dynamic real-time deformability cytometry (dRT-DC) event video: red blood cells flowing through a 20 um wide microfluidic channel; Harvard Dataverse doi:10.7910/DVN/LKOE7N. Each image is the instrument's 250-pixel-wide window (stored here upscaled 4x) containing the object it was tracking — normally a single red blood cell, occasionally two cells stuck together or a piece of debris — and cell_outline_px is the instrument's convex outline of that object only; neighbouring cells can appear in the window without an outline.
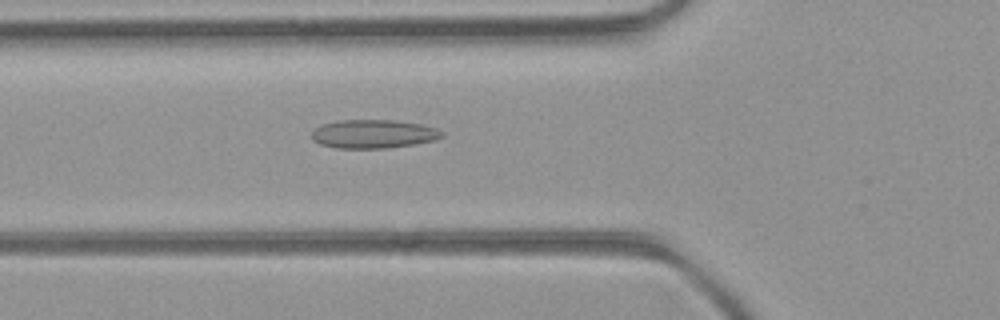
{"species": "common noctule bat (a hibernating species)", "species_latin": "Nyctalus noctula", "temperature_condition": "room temperature", "stored_images_in_passage": 35, "camera_frame_rate_fps": 3000, "um_per_image_px": 0.085, "animal": {"sex": "female", "body_mass_g": 21.9}, "frame": {"image": 1, "passage_image": 4, "time_ms": 1.0, "image_size_px": [1000, 320], "cell_outline_px": [[444, 136], [436, 140], [388, 148], [336, 148], [320, 144], [312, 140], [312, 132], [316, 128], [324, 124], [340, 120], [392, 120], [420, 124], [436, 128], [444, 132]], "centroid_in_image_um": [31.76, 11.39], "position_along_channel_um": 94.0, "area_um2": 21.62}}
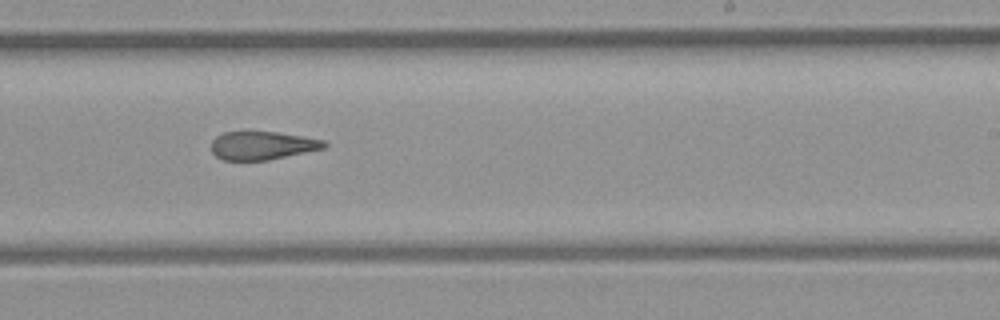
{"frame": {"image": 2, "passage_image": 16, "time_ms": 5.0, "image_size_px": [1000, 320], "cell_outline_px": [[328, 144], [324, 148], [268, 160], [224, 160], [216, 156], [212, 152], [212, 140], [216, 136], [224, 132], [276, 132], [324, 140]], "centroid_in_image_um": [22.27, 12.37], "position_along_channel_um": 266.7, "area_um2": 18.38}}
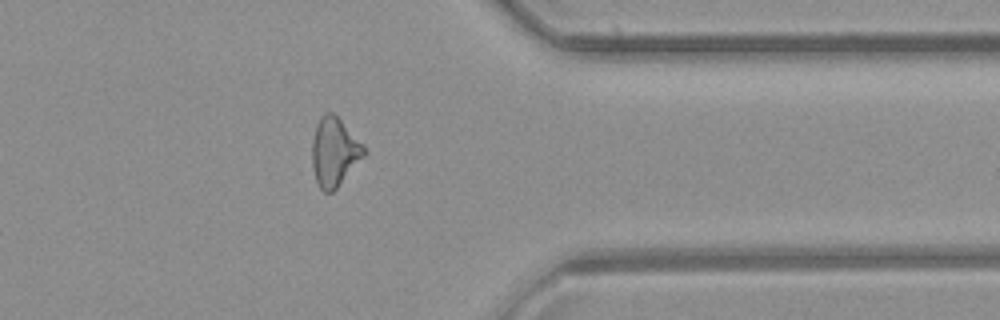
{"frame": {"image": 3, "passage_image": 25, "time_ms": 8.0, "image_size_px": [1000, 320], "cell_outline_px": [[364, 156], [336, 188], [332, 192], [324, 192], [320, 188], [316, 180], [312, 168], [312, 140], [316, 124], [320, 116], [324, 112], [332, 112], [364, 144]], "centroid_in_image_um": [28.39, 12.9], "position_along_channel_um": 383.0, "area_um2": 20.58}}